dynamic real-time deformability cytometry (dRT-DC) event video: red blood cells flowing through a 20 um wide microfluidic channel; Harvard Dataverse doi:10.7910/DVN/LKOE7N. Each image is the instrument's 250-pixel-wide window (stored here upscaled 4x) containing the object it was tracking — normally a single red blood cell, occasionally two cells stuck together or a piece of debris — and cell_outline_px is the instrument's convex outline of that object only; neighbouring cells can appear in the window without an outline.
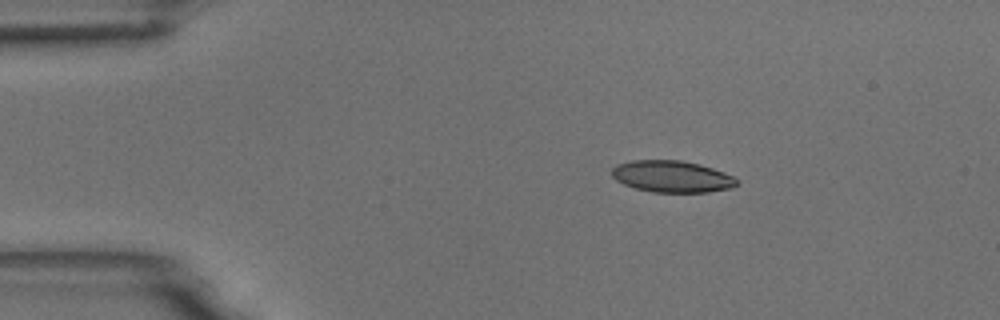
{"species": "common noctule bat (a hibernating species)", "species_latin": "Nyctalus noctula", "temperature_condition": "room temperature", "stored_images_in_passage": 46, "camera_frame_rate_fps": 3000, "um_per_image_px": 0.085, "animal": {"sex": "male", "body_mass_g": 18.8}, "frame": {"image": 1, "passage_image": 1, "time_ms": 0.0, "image_size_px": [1000, 320], "cell_outline_px": [[740, 180], [732, 188], [708, 192], [652, 192], [636, 188], [624, 184], [616, 180], [612, 176], [612, 168], [616, 164], [632, 160], [680, 160], [700, 164], [724, 172]], "centroid_in_image_um": [57.11, 15.0], "position_along_channel_um": 27.9, "area_um2": 23.12}}
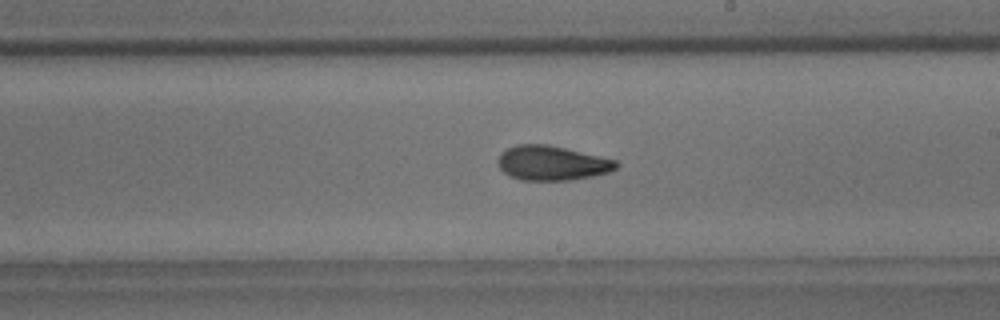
{"frame": {"image": 2, "passage_image": 23, "time_ms": 7.333, "image_size_px": [1000, 320], "cell_outline_px": [[620, 164], [616, 168], [608, 172], [592, 176], [572, 180], [520, 180], [508, 176], [496, 164], [496, 160], [500, 152], [516, 144], [548, 144], [616, 160]], "centroid_in_image_um": [46.86, 13.86], "position_along_channel_um": 242.1, "area_um2": 23.99}}
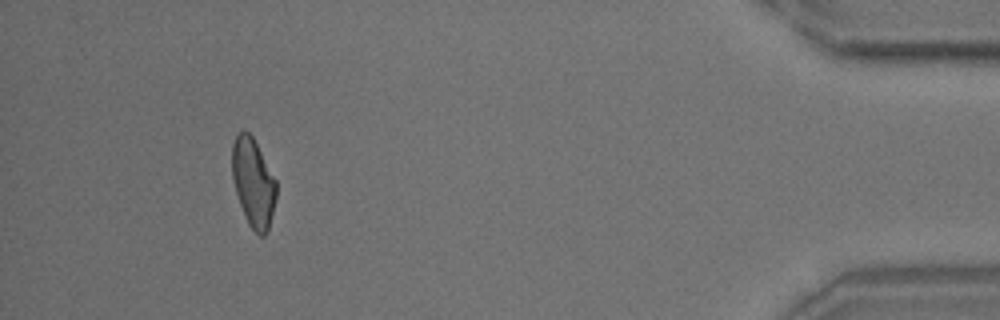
{"frame": {"image": 3, "passage_image": 42, "time_ms": 13.667, "image_size_px": [1000, 320], "cell_outline_px": [[276, 200], [268, 228], [264, 236], [260, 236], [248, 224], [244, 216], [232, 180], [232, 144], [236, 136], [240, 132], [248, 132], [252, 136], [276, 180]], "centroid_in_image_um": [21.52, 15.54], "position_along_channel_um": 413.7, "area_um2": 22.54}, "authors_computed_cell_mechanics": {"area_um2": 23.409, "velocity_mm_per_s": 3.7146, "shape_relaxation_time_tau1_ms": 4.9051, "shape_relaxation_time_tau2_ms": 2.8752, "deformation_change_tau1": 0.156, "deformation_change_tau2": 0.0974}}